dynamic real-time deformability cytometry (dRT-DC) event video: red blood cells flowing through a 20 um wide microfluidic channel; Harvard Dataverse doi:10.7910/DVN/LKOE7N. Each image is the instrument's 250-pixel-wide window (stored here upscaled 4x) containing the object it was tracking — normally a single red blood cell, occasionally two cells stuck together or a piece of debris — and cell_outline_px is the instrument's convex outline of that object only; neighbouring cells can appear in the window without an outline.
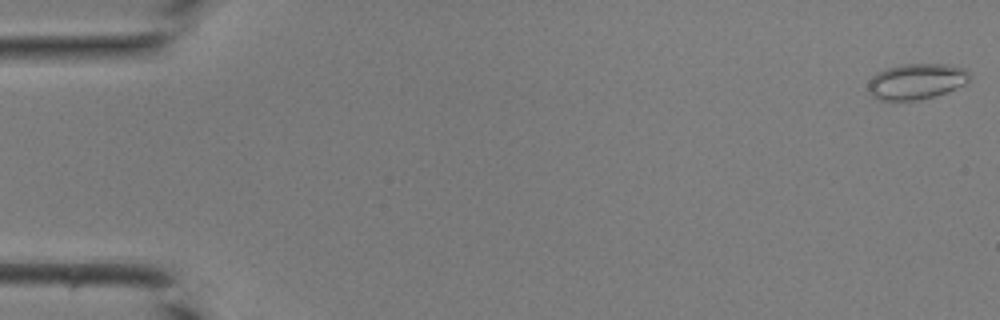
{"species": "common noctule bat (a hibernating species)", "species_latin": "Nyctalus noctula", "temperature_condition": "room temperature", "stored_images_in_passage": 43, "camera_frame_rate_fps": 3000, "um_per_image_px": 0.085, "animal": {"sex": "male", "body_mass_g": 19.0, "forearm_length_mm": 50.8}, "frame": {"image": 1, "passage_image": 1, "time_ms": 0.0, "image_size_px": [1000, 320], "cell_outline_px": [[968, 80], [964, 84], [944, 92], [932, 96], [916, 100], [880, 100], [872, 96], [868, 92], [868, 84], [872, 76], [876, 72], [888, 68], [904, 64], [944, 64], [964, 68], [968, 72]], "centroid_in_image_um": [77.83, 6.91], "position_along_channel_um": 7.2, "area_um2": 20.75}}
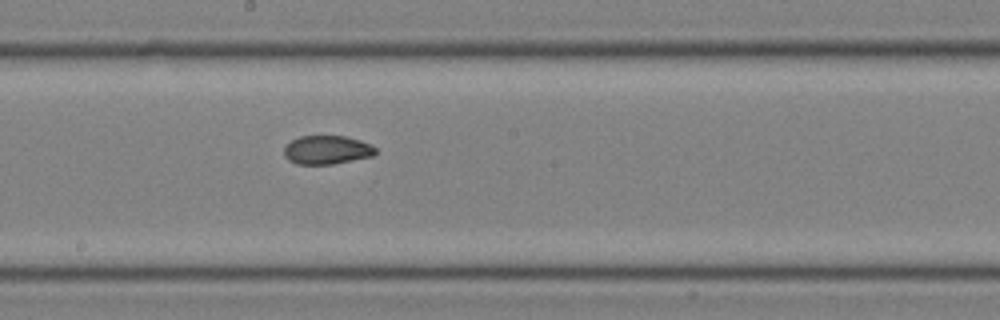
{"frame": {"image": 2, "passage_image": 24, "time_ms": 7.667, "image_size_px": [1000, 320], "cell_outline_px": [[376, 152], [372, 156], [332, 164], [296, 164], [288, 160], [284, 156], [284, 148], [292, 140], [300, 136], [344, 136], [360, 140], [372, 144], [376, 148]], "centroid_in_image_um": [27.79, 12.74], "position_along_channel_um": 220.4, "area_um2": 15.26}}
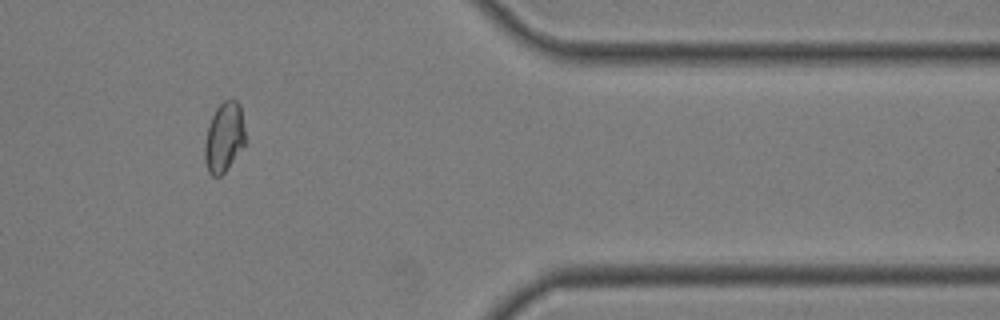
{"frame": {"image": 3, "passage_image": 36, "time_ms": 11.667, "image_size_px": [1000, 320], "cell_outline_px": [[244, 144], [224, 172], [220, 176], [212, 176], [208, 172], [204, 160], [204, 144], [208, 124], [216, 108], [224, 100], [236, 100], [240, 104], [244, 128]], "centroid_in_image_um": [19.01, 11.66], "position_along_channel_um": 392.4, "area_um2": 16.3}}